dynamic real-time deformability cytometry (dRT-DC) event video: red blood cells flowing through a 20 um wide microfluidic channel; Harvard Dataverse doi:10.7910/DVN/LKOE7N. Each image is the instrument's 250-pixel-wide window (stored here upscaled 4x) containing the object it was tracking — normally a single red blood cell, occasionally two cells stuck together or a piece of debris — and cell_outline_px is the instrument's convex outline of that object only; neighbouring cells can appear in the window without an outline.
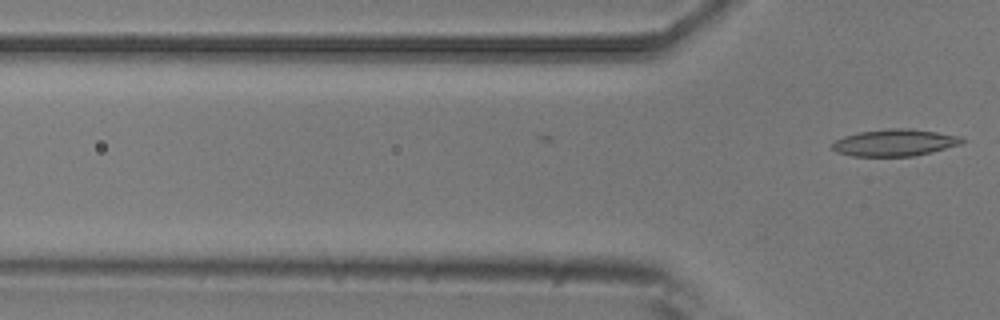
{"species": "common noctule bat (a hibernating species)", "species_latin": "Nyctalus noctula", "temperature_condition": "room temperature", "stored_images_in_passage": 10, "camera_frame_rate_fps": 3000, "um_per_image_px": 0.085, "animal": {"sex": "male", "body_mass_g": 20.5, "forearm_length_mm": 52.5}, "frame": {"image": 1, "passage_image": 10, "time_ms": 3.0, "image_size_px": [1000, 320], "cell_outline_px": [[964, 140], [960, 144], [932, 152], [912, 156], [852, 156], [836, 152], [832, 148], [832, 144], [836, 140], [844, 136], [860, 132], [888, 128], [912, 128], [960, 136]], "centroid_in_image_um": [76.04, 12.12], "position_along_channel_um": 49.8, "area_um2": 20.23}}